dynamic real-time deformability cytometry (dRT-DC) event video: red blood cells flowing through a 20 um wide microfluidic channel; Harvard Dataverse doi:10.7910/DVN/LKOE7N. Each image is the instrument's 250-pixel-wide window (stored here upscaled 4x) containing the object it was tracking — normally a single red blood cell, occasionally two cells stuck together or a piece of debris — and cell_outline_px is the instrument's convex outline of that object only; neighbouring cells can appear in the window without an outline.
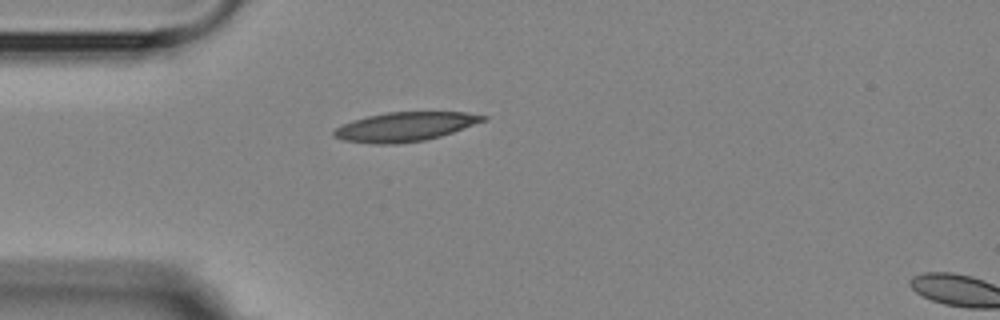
{"species": "Egyptian fruit bat (a non-hibernating species)", "species_latin": "Rousettus aegyptiacus", "temperature_condition": "room temperature", "stored_images_in_passage": 2, "camera_frame_rate_fps": 3000, "um_per_image_px": 0.085, "animal": {"sex": "female"}, "frame": {"image": 1, "passage_image": 1, "time_ms": 0.0, "image_size_px": [1000, 320], "cell_outline_px": [[488, 120], [440, 136], [424, 140], [396, 144], [376, 144], [340, 140], [332, 136], [332, 132], [340, 124], [352, 120], [368, 116], [388, 112], [468, 112], [488, 116]], "centroid_in_image_um": [34.4, 10.77], "position_along_channel_um": 50.6, "area_um2": 25.49}}